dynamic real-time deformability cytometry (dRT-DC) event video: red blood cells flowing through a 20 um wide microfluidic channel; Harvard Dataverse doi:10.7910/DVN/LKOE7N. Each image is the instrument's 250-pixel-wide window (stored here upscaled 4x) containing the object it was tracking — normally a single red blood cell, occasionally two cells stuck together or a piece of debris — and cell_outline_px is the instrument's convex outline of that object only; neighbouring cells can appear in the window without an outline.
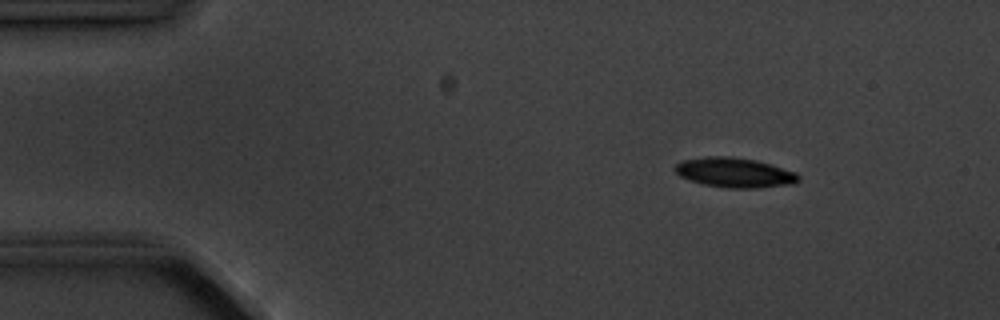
{"species": "common noctule bat (a hibernating species)", "species_latin": "Nyctalus noctula", "temperature_condition": "cold", "stored_images_in_passage": 5, "camera_frame_rate_fps": 3000, "um_per_image_px": 0.085, "animal": {"sex": "male", "body_mass_g": 20.1, "forearm_length_mm": 53.5}, "frame": {"image": 1, "passage_image": 3, "time_ms": 2.333, "image_size_px": [1000, 320], "cell_outline_px": [[800, 180], [792, 184], [756, 188], [728, 188], [704, 184], [688, 180], [680, 176], [672, 168], [676, 164], [684, 160], [704, 156], [728, 156], [756, 160], [796, 172], [800, 176]], "centroid_in_image_um": [62.42, 14.67], "position_along_channel_um": 22.6, "area_um2": 21.44}}